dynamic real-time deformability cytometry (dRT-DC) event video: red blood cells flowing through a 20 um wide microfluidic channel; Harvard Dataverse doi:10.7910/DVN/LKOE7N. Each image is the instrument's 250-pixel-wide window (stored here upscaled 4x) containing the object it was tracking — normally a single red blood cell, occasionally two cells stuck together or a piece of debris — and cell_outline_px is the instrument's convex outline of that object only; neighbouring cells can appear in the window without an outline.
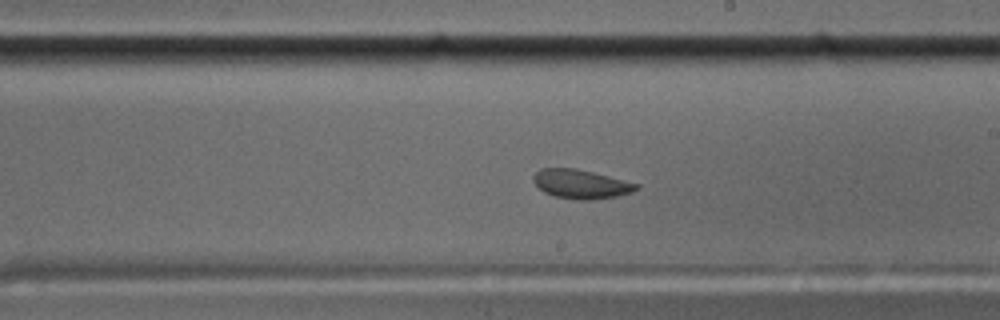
{"species": "common noctule bat (a hibernating species)", "species_latin": "Nyctalus noctula", "temperature_condition": "cold", "stored_images_in_passage": 52, "camera_frame_rate_fps": 3000, "um_per_image_px": 0.085, "animal": {"sex": "male", "body_mass_g": 17.5, "forearm_length_mm": 52.3}, "frame": {"image": 1, "passage_image": 28, "time_ms": 9.0, "image_size_px": [1000, 320], "cell_outline_px": [[640, 188], [632, 192], [616, 196], [592, 200], [580, 200], [556, 196], [544, 192], [532, 180], [532, 176], [540, 168], [576, 168], [640, 184]], "centroid_in_image_um": [49.39, 15.64], "position_along_channel_um": 239.6, "area_um2": 17.34}}
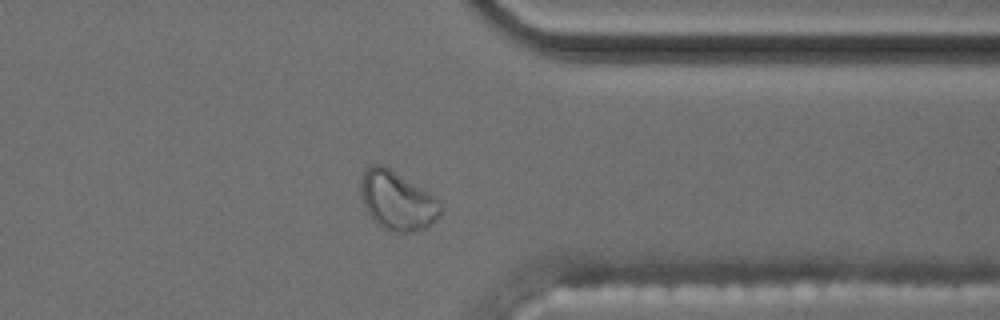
{"frame": {"image": 2, "passage_image": 40, "time_ms": 13.0, "image_size_px": [1000, 320], "cell_outline_px": [[444, 208], [436, 220], [432, 224], [424, 228], [412, 232], [400, 232], [384, 228], [364, 208], [360, 192], [360, 180], [364, 172], [372, 164], [380, 164], [388, 168], [436, 196], [440, 200]], "centroid_in_image_um": [33.8, 17.05], "position_along_channel_um": 377.6, "area_um2": 27.17}}
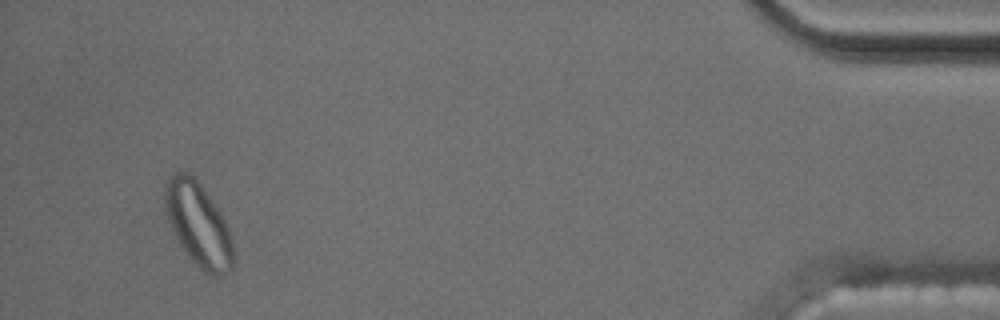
{"frame": {"image": 3, "passage_image": 49, "time_ms": 16.0, "image_size_px": [1000, 320], "cell_outline_px": [[236, 260], [232, 272], [220, 276], [216, 276], [204, 272], [188, 256], [180, 244], [168, 220], [164, 204], [164, 192], [168, 176], [176, 172], [188, 172], [196, 176], [220, 212], [232, 236], [236, 256]], "centroid_in_image_um": [16.9, 19.09], "position_along_channel_um": 418.3, "area_um2": 33.87}, "authors_computed_cell_mechanics": {"area_um2": 18.0625, "velocity_mm_per_s": 3.5587, "shape_relaxation_time_tau1_ms": null, "shape_relaxation_time_tau2_ms": 1.2034, "deformation_change_tau1": null, "deformation_change_tau2": 0.0508}}